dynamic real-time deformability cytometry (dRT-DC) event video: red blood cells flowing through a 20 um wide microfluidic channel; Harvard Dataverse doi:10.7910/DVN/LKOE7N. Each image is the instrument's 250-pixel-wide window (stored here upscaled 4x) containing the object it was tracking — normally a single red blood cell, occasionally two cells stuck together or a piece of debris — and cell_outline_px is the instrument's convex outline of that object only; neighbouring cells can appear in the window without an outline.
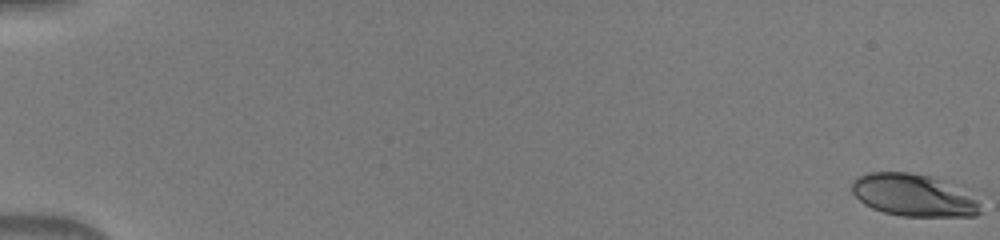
{"species": "human", "species_latin": "Homo sapiens", "temperature_condition": "warm", "stored_images_in_passage": 52, "camera_frame_rate_fps": 3000, "um_per_image_px": 0.085, "donor": {"sex": "male"}, "frame": {"image": 1, "passage_image": 1, "time_ms": 0.0, "image_size_px": [1000, 240], "cell_outline_px": [[984, 212], [976, 216], [900, 216], [884, 212], [872, 208], [864, 204], [852, 192], [852, 180], [856, 176], [868, 172], [908, 172], [932, 176], [940, 180], [976, 200]], "centroid_in_image_um": [77.57, 16.6], "position_along_channel_um": 7.4, "area_um2": 31.27}}
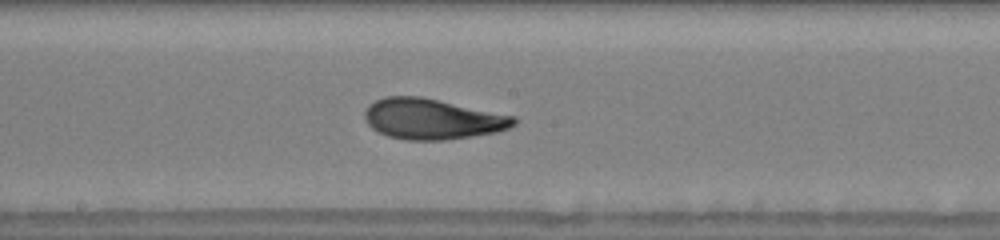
{"frame": {"image": 2, "passage_image": 30, "time_ms": 9.667, "image_size_px": [1000, 240], "cell_outline_px": [[516, 124], [508, 128], [496, 132], [444, 140], [404, 140], [388, 136], [372, 128], [364, 120], [364, 112], [368, 104], [384, 96], [420, 96], [516, 116]], "centroid_in_image_um": [36.71, 10.1], "position_along_channel_um": 211.5, "area_um2": 35.32}}
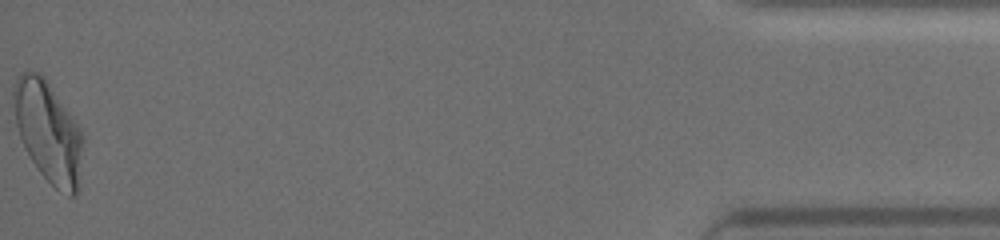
{"frame": {"image": 3, "passage_image": 52, "time_ms": 17.0, "image_size_px": [1000, 240], "cell_outline_px": [[84, 140], [76, 192], [72, 196], [68, 196], [56, 188], [40, 172], [24, 148], [16, 124], [12, 96], [12, 88], [16, 76], [20, 72], [28, 68], [44, 76], [72, 116], [80, 128], [84, 136]], "centroid_in_image_um": [4.06, 11.12], "position_along_channel_um": 431.1, "area_um2": 40.69}}